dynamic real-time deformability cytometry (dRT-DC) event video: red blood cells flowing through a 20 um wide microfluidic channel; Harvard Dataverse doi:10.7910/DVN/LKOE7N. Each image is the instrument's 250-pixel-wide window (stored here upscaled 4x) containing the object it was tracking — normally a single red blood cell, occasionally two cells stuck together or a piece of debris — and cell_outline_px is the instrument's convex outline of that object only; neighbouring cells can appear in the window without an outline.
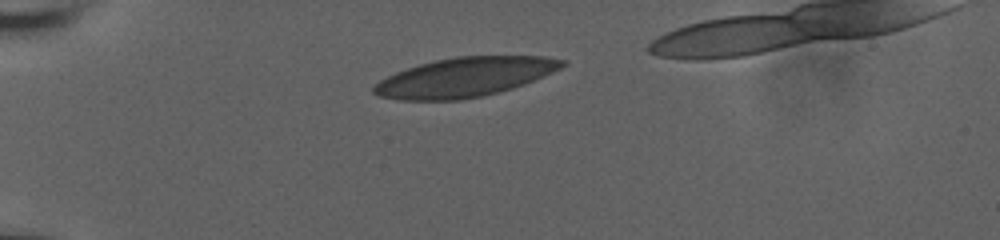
{"species": "human", "species_latin": "Homo sapiens", "temperature_condition": "room temperature", "stored_images_in_passage": 31, "camera_frame_rate_fps": 3000, "um_per_image_px": 0.085, "donor": {"sex": "male"}, "frame": {"image": 1, "passage_image": 1, "time_ms": 0.0, "image_size_px": [1000, 240], "cell_outline_px": [[568, 64], [552, 72], [524, 84], [512, 88], [480, 96], [460, 100], [400, 100], [380, 96], [372, 92], [372, 88], [380, 80], [396, 72], [420, 64], [436, 60], [456, 56], [544, 56], [568, 60]], "centroid_in_image_um": [39.52, 6.55], "position_along_channel_um": 45.5, "area_um2": 42.83}}
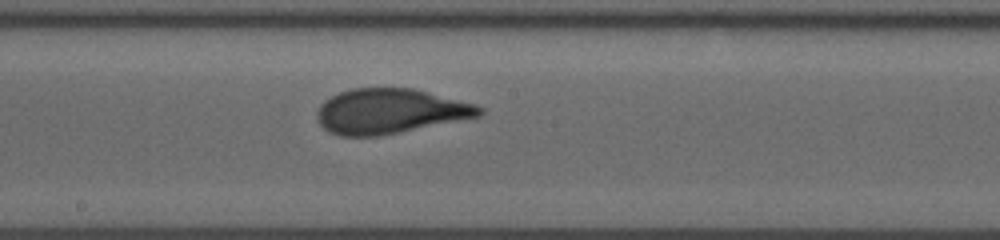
{"frame": {"image": 2, "passage_image": 14, "time_ms": 4.333, "image_size_px": [1000, 240], "cell_outline_px": [[484, 112], [480, 116], [400, 132], [376, 136], [340, 136], [328, 132], [316, 120], [316, 112], [320, 104], [324, 100], [340, 92], [352, 88], [412, 88], [476, 104], [484, 108]], "centroid_in_image_um": [33.12, 9.45], "position_along_channel_um": 215.1, "area_um2": 42.48}}
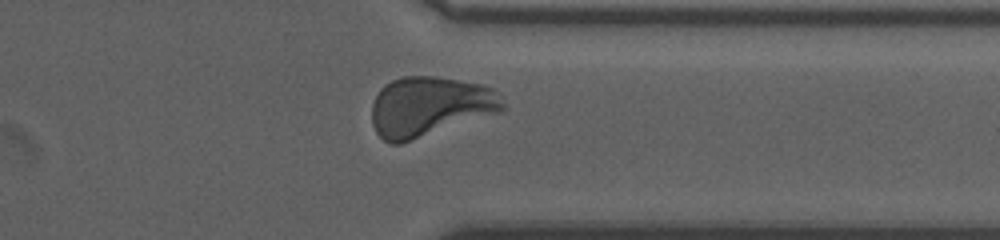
{"frame": {"image": 3, "passage_image": 27, "time_ms": 8.667, "image_size_px": [1000, 240], "cell_outline_px": [[504, 108], [496, 112], [400, 144], [392, 144], [384, 140], [376, 132], [372, 124], [372, 104], [380, 88], [384, 84], [392, 80], [404, 76], [436, 76], [484, 84], [492, 88], [496, 92], [504, 104]], "centroid_in_image_um": [36.46, 9.03], "position_along_channel_um": 374.9, "area_um2": 45.14}, "authors_computed_cell_mechanics": {"area_um2": 43.1188, "velocity_mm_per_s": 3.7012, "shape_relaxation_time_tau1_ms": 4.9849, "shape_relaxation_time_tau2_ms": null, "deformation_change_tau1": 0.1637, "deformation_change_tau2": null}}